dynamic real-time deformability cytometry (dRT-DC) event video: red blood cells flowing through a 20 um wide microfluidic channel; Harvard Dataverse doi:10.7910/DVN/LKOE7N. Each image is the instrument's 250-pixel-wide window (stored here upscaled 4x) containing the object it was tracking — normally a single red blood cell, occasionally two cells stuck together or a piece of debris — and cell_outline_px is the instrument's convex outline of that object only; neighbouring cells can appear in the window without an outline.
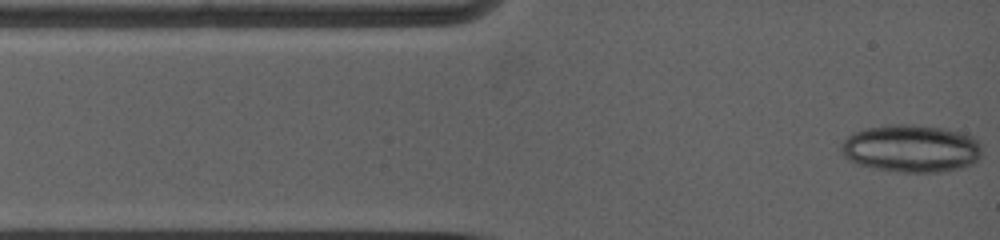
{"species": "common noctule bat (a hibernating species)", "species_latin": "Nyctalus noctula", "temperature_condition": "warm", "stored_images_in_passage": 4, "camera_frame_rate_fps": 5000, "um_per_image_px": 0.085, "animal": {"sex": "female", "body_mass_g": 19.0, "forearm_length_mm": 53.3}, "frame": {"image": 1, "passage_image": 1, "time_ms": 0.0, "image_size_px": [1000, 240], "cell_outline_px": [[976, 160], [972, 164], [964, 168], [948, 172], [896, 172], [876, 168], [860, 164], [848, 160], [844, 156], [844, 144], [856, 132], [868, 128], [936, 128], [952, 132], [964, 136], [972, 140], [976, 144]], "centroid_in_image_um": [77.42, 12.73], "position_along_channel_um": 7.6, "area_um2": 36.07}}